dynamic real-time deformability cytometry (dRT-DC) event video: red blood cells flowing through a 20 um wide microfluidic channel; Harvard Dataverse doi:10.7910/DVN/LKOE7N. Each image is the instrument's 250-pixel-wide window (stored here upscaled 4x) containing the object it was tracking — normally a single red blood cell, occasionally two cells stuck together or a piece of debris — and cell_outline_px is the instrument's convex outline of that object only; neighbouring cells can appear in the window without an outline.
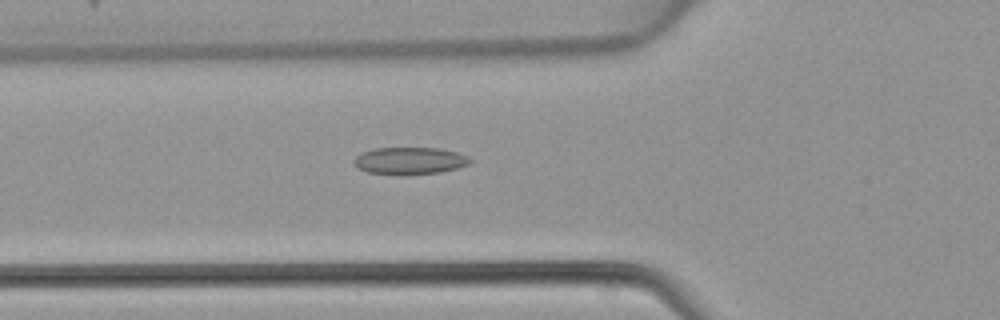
{"species": "common noctule bat (a hibernating species)", "species_latin": "Nyctalus noctula", "temperature_condition": "warm", "stored_images_in_passage": 47, "camera_frame_rate_fps": 3000, "um_per_image_px": 0.085, "animal": {"sex": "female", "body_mass_g": 22.7, "forearm_length_mm": 54.2}, "frame": {"image": 1, "passage_image": 17, "time_ms": 5.333, "image_size_px": [1000, 320], "cell_outline_px": [[472, 160], [468, 164], [456, 168], [440, 172], [400, 176], [368, 172], [352, 164], [352, 160], [360, 152], [376, 148], [440, 148], [456, 152], [468, 156]], "centroid_in_image_um": [34.78, 13.67], "position_along_channel_um": 91.0, "area_um2": 18.61}}
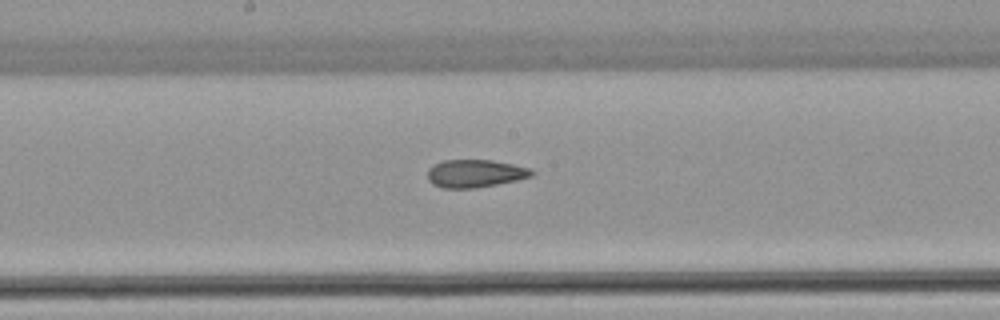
{"frame": {"image": 2, "passage_image": 25, "time_ms": 8.0, "image_size_px": [1000, 320], "cell_outline_px": [[536, 172], [532, 176], [516, 180], [476, 188], [440, 188], [432, 184], [428, 180], [428, 168], [432, 164], [444, 160], [492, 160], [532, 168]], "centroid_in_image_um": [40.37, 14.74], "position_along_channel_um": 207.8, "area_um2": 17.05}}
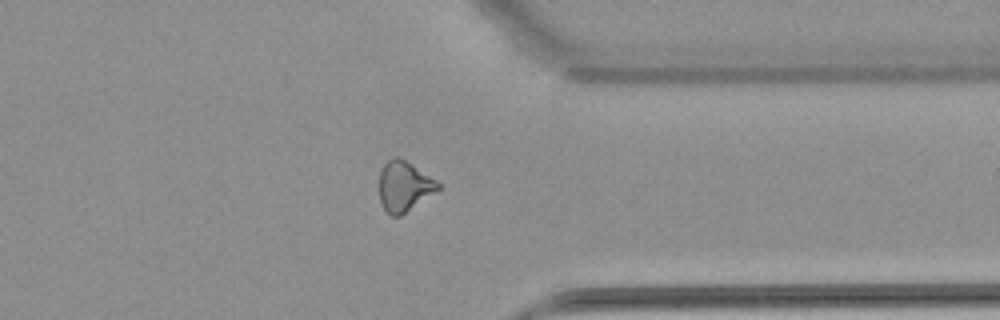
{"frame": {"image": 3, "passage_image": 37, "time_ms": 12.0, "image_size_px": [1000, 320], "cell_outline_px": [[440, 188], [400, 216], [392, 216], [384, 208], [380, 200], [380, 172], [384, 164], [392, 156], [396, 156], [412, 164], [436, 180], [440, 184]], "centroid_in_image_um": [34.34, 15.81], "position_along_channel_um": 377.1, "area_um2": 16.82}}